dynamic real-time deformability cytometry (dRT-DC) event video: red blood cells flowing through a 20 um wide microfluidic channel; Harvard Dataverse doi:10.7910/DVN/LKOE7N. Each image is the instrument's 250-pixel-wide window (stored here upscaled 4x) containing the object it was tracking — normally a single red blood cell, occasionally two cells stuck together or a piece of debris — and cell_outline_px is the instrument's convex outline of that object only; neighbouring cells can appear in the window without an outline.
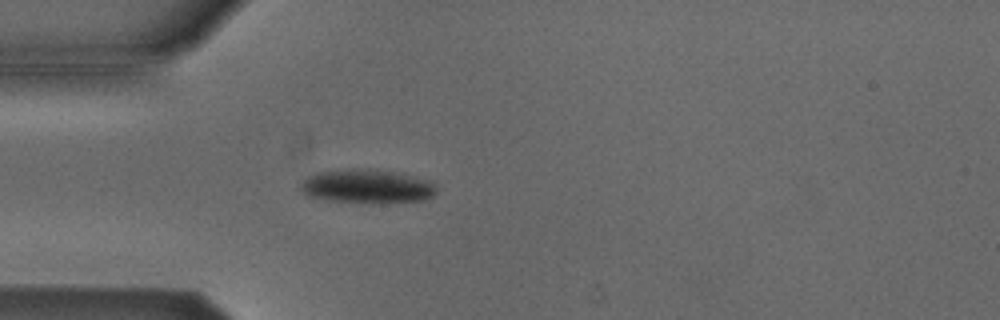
{"species": "Egyptian fruit bat (a non-hibernating species)", "species_latin": "Rousettus aegyptiacus", "temperature_condition": "cold", "stored_images_in_passage": 39, "camera_frame_rate_fps": 3000, "um_per_image_px": 0.085, "animal": {"sex": "male"}, "frame": {"image": 1, "passage_image": 1, "time_ms": 0.0, "image_size_px": [1000, 320], "cell_outline_px": [[436, 192], [432, 196], [424, 200], [380, 204], [328, 200], [308, 196], [300, 188], [300, 184], [308, 176], [316, 172], [352, 168], [368, 168], [416, 176], [432, 180], [436, 184]], "centroid_in_image_um": [31.24, 15.84], "position_along_channel_um": 53.8, "area_um2": 27.28}}
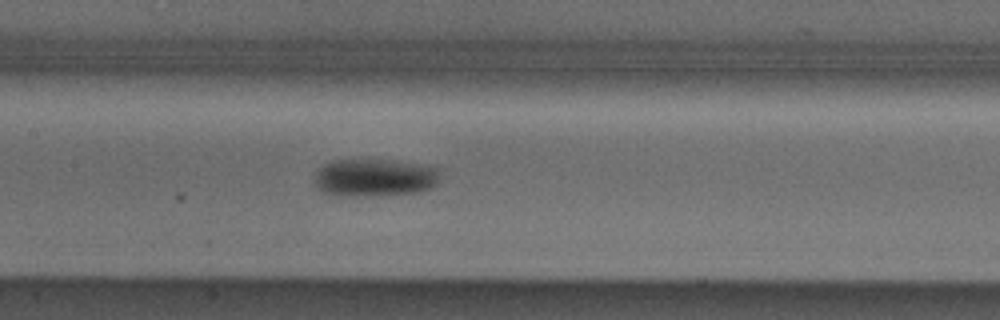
{"frame": {"image": 2, "passage_image": 11, "time_ms": 3.333, "image_size_px": [1000, 320], "cell_outline_px": [[436, 184], [432, 188], [420, 192], [380, 196], [332, 196], [316, 188], [316, 176], [320, 168], [324, 164], [332, 160], [396, 160], [420, 164], [436, 168]], "centroid_in_image_um": [31.81, 15.12], "position_along_channel_um": 175.6, "area_um2": 27.69}}
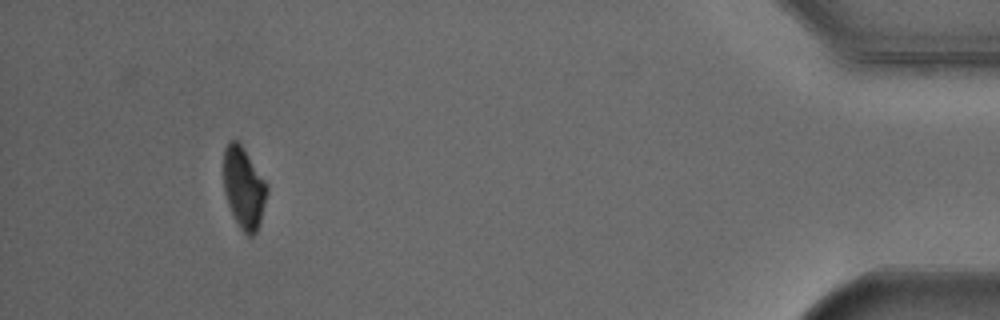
{"frame": {"image": 3, "passage_image": 35, "time_ms": 11.333, "image_size_px": [1000, 320], "cell_outline_px": [[268, 192], [260, 224], [256, 232], [252, 236], [248, 236], [240, 228], [228, 204], [224, 192], [224, 148], [228, 140], [236, 140], [244, 148], [268, 184]], "centroid_in_image_um": [20.74, 15.95], "position_along_channel_um": 414.5, "area_um2": 20.69}, "authors_computed_cell_mechanics": {"area_um2": 26.5302, "velocity_mm_per_s": 3.8589, "shape_relaxation_time_tau1_ms": 9.9898, "shape_relaxation_time_tau2_ms": null, "deformation_change_tau1": 0.1915, "deformation_change_tau2": null}}